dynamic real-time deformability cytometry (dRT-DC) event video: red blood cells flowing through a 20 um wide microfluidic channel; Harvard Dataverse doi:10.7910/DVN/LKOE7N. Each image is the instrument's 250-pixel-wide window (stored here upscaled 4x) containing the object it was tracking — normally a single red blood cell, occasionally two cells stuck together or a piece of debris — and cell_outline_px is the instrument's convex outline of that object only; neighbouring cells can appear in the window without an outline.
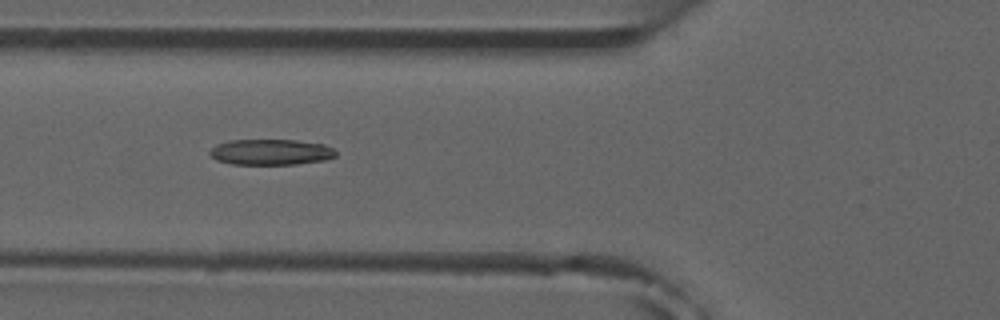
{"species": "common noctule bat (a hibernating species)", "species_latin": "Nyctalus noctula", "temperature_condition": "room temperature", "stored_images_in_passage": 8, "camera_frame_rate_fps": 3000, "um_per_image_px": 0.085, "animal": {"sex": "male", "forearm_length_mm": 52.5}, "frame": {"image": 1, "passage_image": 5, "time_ms": 5.333, "image_size_px": [1000, 320], "cell_outline_px": [[336, 156], [324, 160], [296, 164], [232, 164], [216, 160], [208, 152], [216, 144], [228, 140], [296, 140], [324, 144], [332, 148], [336, 152]], "centroid_in_image_um": [23.0, 12.92], "position_along_channel_um": 102.8, "area_um2": 18.9}}
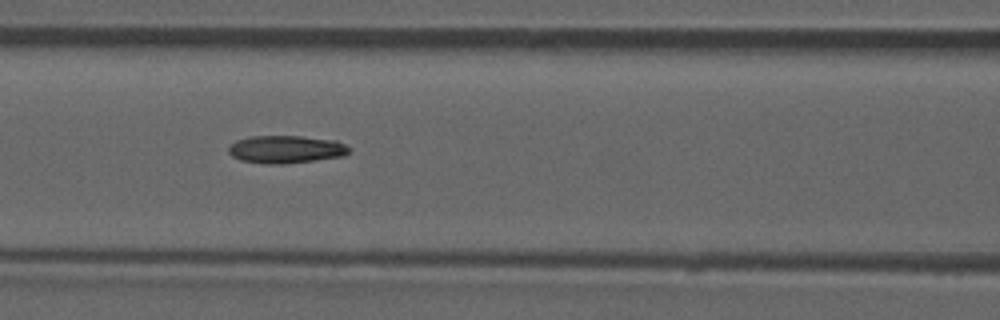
{"frame": {"image": 2, "passage_image": 6, "time_ms": 6.333, "image_size_px": [1000, 320], "cell_outline_px": [[352, 148], [344, 156], [316, 160], [284, 164], [268, 164], [240, 160], [232, 156], [228, 152], [228, 148], [236, 140], [252, 136], [300, 136], [336, 140]], "centroid_in_image_um": [24.32, 12.69], "position_along_channel_um": 142.3, "area_um2": 19.54}}